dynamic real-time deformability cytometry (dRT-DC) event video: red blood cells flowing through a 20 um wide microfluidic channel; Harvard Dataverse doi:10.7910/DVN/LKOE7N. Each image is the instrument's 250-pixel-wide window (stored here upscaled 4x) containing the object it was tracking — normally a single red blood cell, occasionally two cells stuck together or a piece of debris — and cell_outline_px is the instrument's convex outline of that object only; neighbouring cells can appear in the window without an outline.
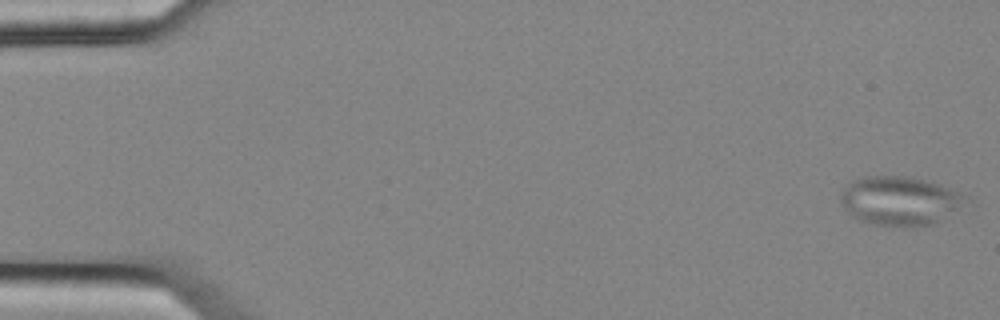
{"species": "common noctule bat (a hibernating species)", "species_latin": "Nyctalus noctula", "temperature_condition": "cold", "stored_images_in_passage": 6, "camera_frame_rate_fps": 3000, "um_per_image_px": 0.085, "animal": {"sex": "female", "body_mass_g": 25.1}, "frame": {"image": 1, "passage_image": 1, "time_ms": 0.0, "image_size_px": [1000, 320], "cell_outline_px": [[972, 200], [936, 224], [916, 228], [868, 224], [852, 216], [840, 204], [840, 196], [844, 188], [848, 184], [864, 176], [912, 176], [940, 184], [968, 196]], "centroid_in_image_um": [76.54, 17.09], "position_along_channel_um": 8.5, "area_um2": 36.47}}